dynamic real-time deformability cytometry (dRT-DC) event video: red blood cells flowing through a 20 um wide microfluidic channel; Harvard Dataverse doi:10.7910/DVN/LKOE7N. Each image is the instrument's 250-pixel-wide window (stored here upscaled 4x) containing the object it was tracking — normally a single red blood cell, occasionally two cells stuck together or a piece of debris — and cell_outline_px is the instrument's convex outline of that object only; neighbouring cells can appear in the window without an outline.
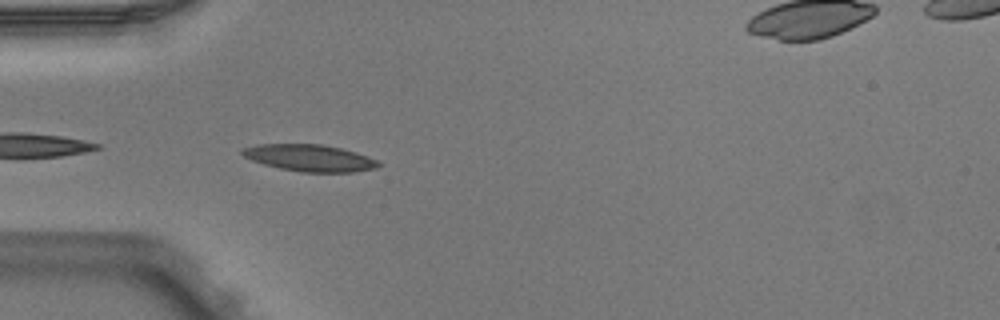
{"species": "Egyptian fruit bat (a non-hibernating species)", "species_latin": "Rousettus aegyptiacus", "temperature_condition": "warm", "stored_images_in_passage": 4, "segment_of_instrument_passage": [1, 2], "camera_frame_rate_fps": 3000, "um_per_image_px": 0.085, "animal": {"sex": "male"}, "frame": {"image": 1, "passage_image": 3, "time_ms": 0.667, "image_size_px": [1000, 320], "cell_outline_px": [[380, 164], [376, 168], [352, 172], [300, 172], [280, 168], [264, 164], [252, 160], [244, 156], [240, 152], [240, 148], [260, 144], [324, 144], [356, 152], [368, 156], [376, 160]], "centroid_in_image_um": [26.3, 13.42], "position_along_channel_um": 58.7, "area_um2": 21.21}}